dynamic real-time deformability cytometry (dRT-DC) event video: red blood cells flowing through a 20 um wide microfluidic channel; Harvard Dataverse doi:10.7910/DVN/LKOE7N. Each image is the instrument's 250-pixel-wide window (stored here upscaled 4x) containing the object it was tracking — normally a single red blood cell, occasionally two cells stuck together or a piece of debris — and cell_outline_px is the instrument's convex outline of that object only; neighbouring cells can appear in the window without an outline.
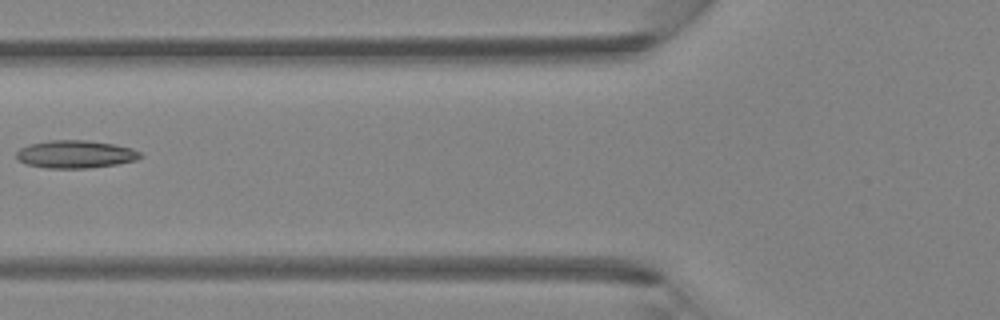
{"species": "Egyptian fruit bat (a non-hibernating species)", "species_latin": "Rousettus aegyptiacus", "temperature_condition": "room temperature", "stored_images_in_passage": 6, "camera_frame_rate_fps": 3000, "um_per_image_px": 0.085, "animal": {"sex": "female"}, "frame": {"image": 1, "passage_image": 6, "time_ms": 1.667, "image_size_px": [1000, 320], "cell_outline_px": [[144, 156], [136, 160], [116, 164], [88, 168], [44, 168], [28, 164], [20, 160], [16, 156], [16, 152], [20, 148], [28, 144], [48, 140], [88, 140], [116, 144], [132, 148], [140, 152]], "centroid_in_image_um": [6.43, 13.1], "position_along_channel_um": 119.4, "area_um2": 20.17}}